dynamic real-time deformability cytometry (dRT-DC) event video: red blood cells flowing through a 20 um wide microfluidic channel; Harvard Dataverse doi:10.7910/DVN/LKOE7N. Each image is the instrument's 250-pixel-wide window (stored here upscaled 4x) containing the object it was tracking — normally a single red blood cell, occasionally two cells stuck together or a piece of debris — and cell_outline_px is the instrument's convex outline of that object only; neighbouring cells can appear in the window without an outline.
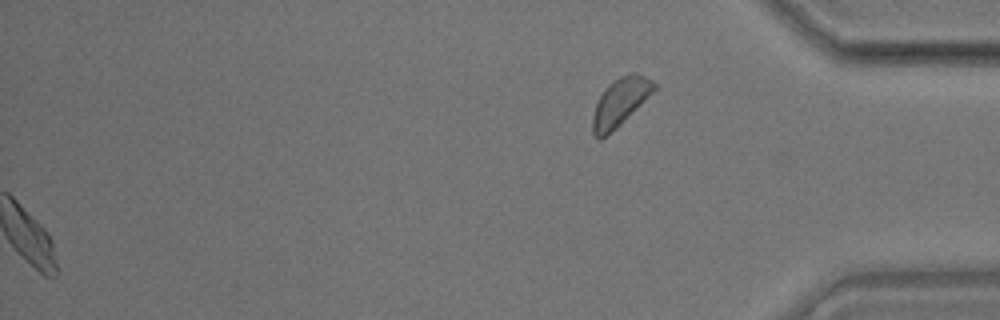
{"species": "common noctule bat (a hibernating species)", "species_latin": "Nyctalus noctula", "temperature_condition": "room temperature", "stored_images_in_passage": 38, "segment_of_instrument_passage": [2, 2], "camera_frame_rate_fps": 3000, "um_per_image_px": 0.085, "animal": {"sex": "male", "body_mass_g": 17.9}, "frame": {"image": 1, "passage_image": 38, "time_ms": 12.333, "image_size_px": [1000, 320], "cell_outline_px": [[656, 88], [616, 128], [600, 140], [596, 140], [592, 132], [592, 116], [596, 104], [604, 88], [612, 80], [620, 76], [632, 72], [636, 72], [652, 80], [656, 84]], "centroid_in_image_um": [52.67, 8.67], "position_along_channel_um": 382.5, "area_um2": 16.94}}